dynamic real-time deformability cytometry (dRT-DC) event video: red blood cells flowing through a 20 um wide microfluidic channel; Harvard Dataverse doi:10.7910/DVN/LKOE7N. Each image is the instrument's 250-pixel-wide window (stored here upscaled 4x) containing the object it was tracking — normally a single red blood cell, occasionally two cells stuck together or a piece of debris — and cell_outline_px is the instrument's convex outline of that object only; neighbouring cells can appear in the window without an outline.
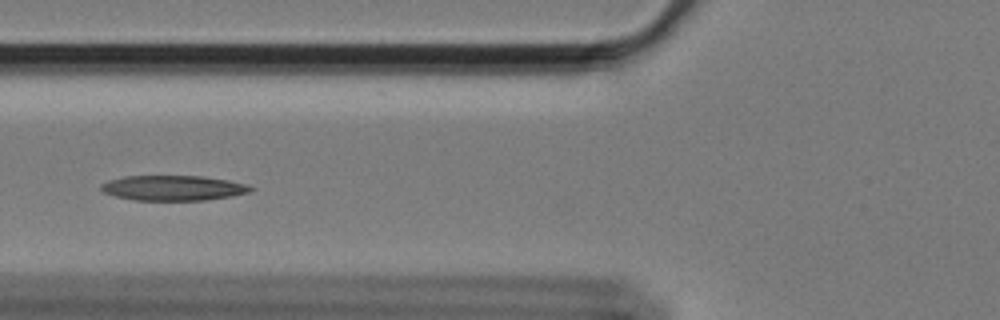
{"species": "Egyptian fruit bat (a non-hibernating species)", "species_latin": "Rousettus aegyptiacus", "temperature_condition": "cold", "stored_images_in_passage": 58, "camera_frame_rate_fps": 3000, "um_per_image_px": 0.085, "animal": {"sex": "female"}, "frame": {"image": 1, "passage_image": 22, "time_ms": 7.0, "image_size_px": [1000, 320], "cell_outline_px": [[256, 188], [248, 192], [232, 196], [204, 200], [132, 200], [116, 196], [104, 192], [100, 188], [100, 184], [108, 180], [124, 176], [204, 176], [228, 180], [248, 184]], "centroid_in_image_um": [14.73, 15.97], "position_along_channel_um": 111.1, "area_um2": 21.96}}
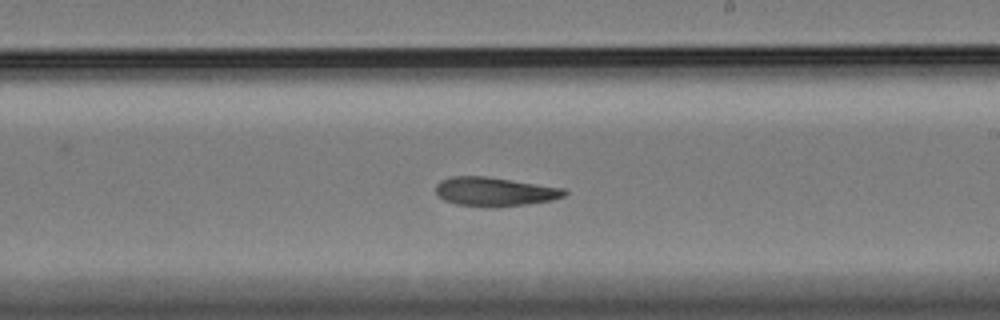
{"frame": {"image": 2, "passage_image": 34, "time_ms": 11.0, "image_size_px": [1000, 320], "cell_outline_px": [[568, 192], [564, 196], [552, 200], [528, 204], [492, 208], [456, 204], [444, 200], [436, 192], [436, 184], [440, 180], [452, 176], [488, 176], [564, 188]], "centroid_in_image_um": [42.05, 16.29], "position_along_channel_um": 247.0, "area_um2": 21.91}}
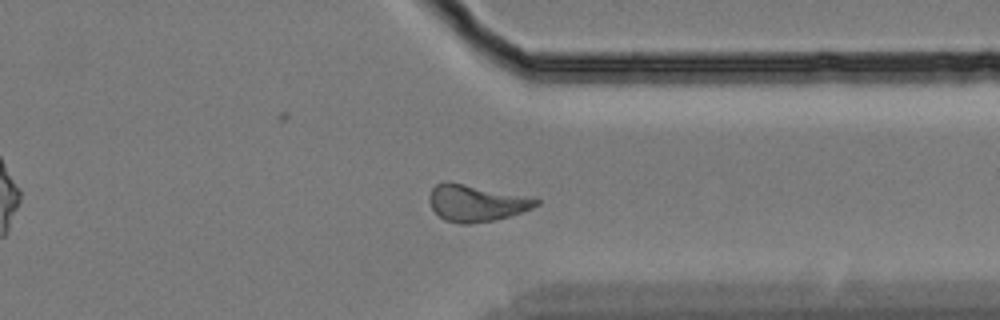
{"frame": {"image": 3, "passage_image": 45, "time_ms": 14.667, "image_size_px": [1000, 320], "cell_outline_px": [[540, 204], [532, 208], [508, 216], [492, 220], [468, 224], [460, 224], [444, 220], [432, 208], [428, 200], [428, 196], [432, 188], [436, 184], [444, 180], [448, 180], [536, 196], [540, 200]], "centroid_in_image_um": [40.51, 17.21], "position_along_channel_um": 370.9, "area_um2": 23.52}, "authors_computed_cell_mechanics": {"area_um2": 22.4553, "velocity_mm_per_s": 3.388, "shape_relaxation_time_tau1_ms": 9.8634, "shape_relaxation_time_tau2_ms": 5.1147, "deformation_change_tau1": 0.2063, "deformation_change_tau2": 0.1296}}